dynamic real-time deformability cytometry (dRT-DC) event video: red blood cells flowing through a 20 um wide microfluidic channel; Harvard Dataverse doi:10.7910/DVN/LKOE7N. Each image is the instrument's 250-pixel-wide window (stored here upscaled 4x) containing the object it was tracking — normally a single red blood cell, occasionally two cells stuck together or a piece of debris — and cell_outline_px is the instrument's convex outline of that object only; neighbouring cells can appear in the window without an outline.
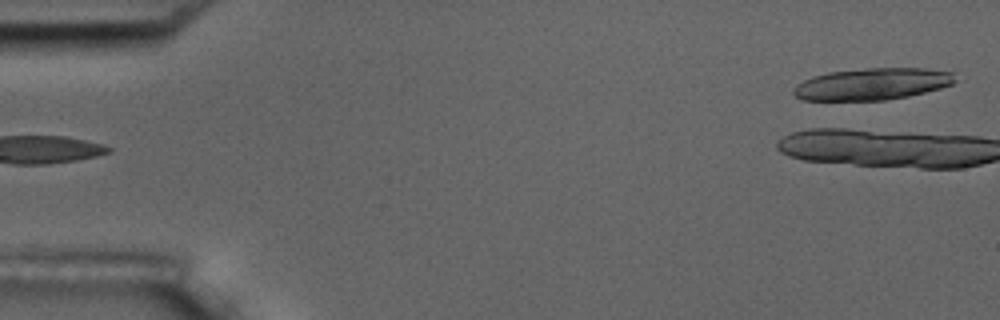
{"species": "common noctule bat (a hibernating species)", "species_latin": "Nyctalus noctula", "temperature_condition": "room temperature", "stored_images_in_passage": 5, "camera_frame_rate_fps": 3000, "um_per_image_px": 0.085, "animal": {"sex": "male", "body_mass_g": 17.5, "forearm_length_mm": 52.3}, "frame": {"image": 1, "passage_image": 5, "time_ms": 5.333, "image_size_px": [1000, 320], "cell_outline_px": [[956, 80], [952, 84], [940, 88], [908, 96], [884, 100], [800, 100], [792, 92], [792, 88], [796, 84], [812, 76], [828, 72], [864, 68], [924, 68], [952, 72]], "centroid_in_image_um": [74.1, 7.13], "position_along_channel_um": 10.9, "area_um2": 30.0}}